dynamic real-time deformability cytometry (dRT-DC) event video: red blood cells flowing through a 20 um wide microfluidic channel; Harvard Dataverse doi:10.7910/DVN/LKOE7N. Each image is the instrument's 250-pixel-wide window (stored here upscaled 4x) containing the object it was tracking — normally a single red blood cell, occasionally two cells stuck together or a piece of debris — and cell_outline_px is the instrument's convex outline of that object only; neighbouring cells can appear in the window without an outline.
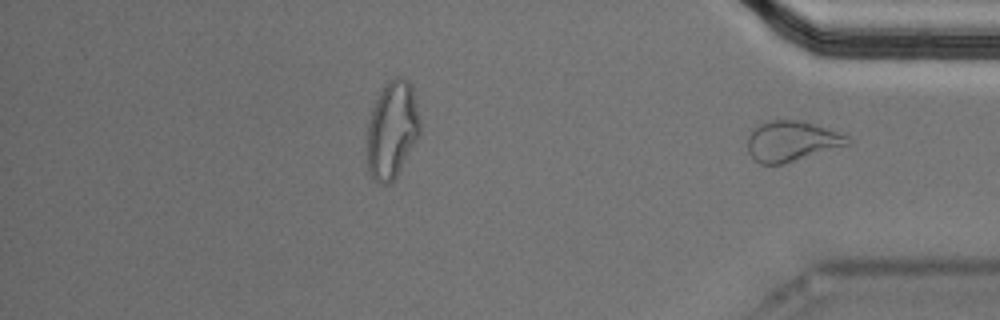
{"species": "Egyptian fruit bat (a non-hibernating species)", "species_latin": "Rousettus aegyptiacus", "temperature_condition": "cold", "stored_images_in_passage": 47, "segment_of_instrument_passage": [2, 2], "camera_frame_rate_fps": 3000, "um_per_image_px": 0.085, "animal": {"sex": "male"}, "frame": {"image": 1, "passage_image": 47, "time_ms": 15.333, "image_size_px": [1000, 320], "cell_outline_px": [[852, 144], [780, 164], [760, 164], [748, 152], [748, 136], [764, 120], [796, 120], [812, 124], [848, 136], [852, 140]], "centroid_in_image_um": [67.29, 12.0], "position_along_channel_um": 367.9, "area_um2": 23.06}}